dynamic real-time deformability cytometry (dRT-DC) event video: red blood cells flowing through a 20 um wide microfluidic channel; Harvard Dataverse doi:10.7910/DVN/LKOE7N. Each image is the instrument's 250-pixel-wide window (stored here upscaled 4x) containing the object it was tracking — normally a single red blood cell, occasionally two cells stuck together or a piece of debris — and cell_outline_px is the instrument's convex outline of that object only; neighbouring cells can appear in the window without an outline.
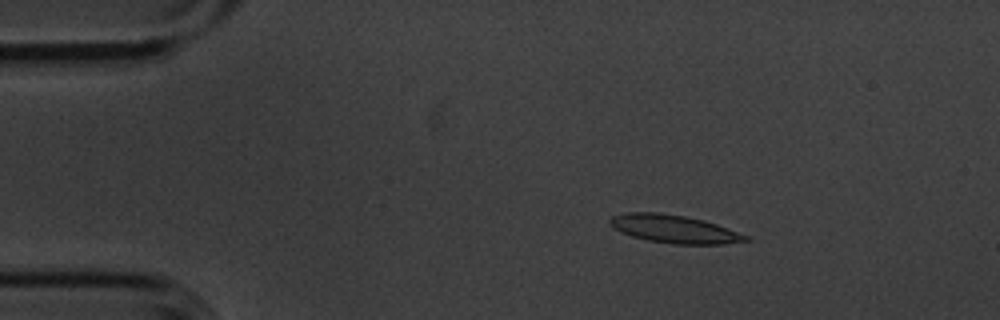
{"species": "common noctule bat (a hibernating species)", "species_latin": "Nyctalus noctula", "temperature_condition": "cold", "stored_images_in_passage": 3, "camera_frame_rate_fps": 3000, "um_per_image_px": 0.085, "animal": {"sex": "male", "body_mass_g": 20.1, "forearm_length_mm": 53.5}, "frame": {"image": 1, "passage_image": 1, "time_ms": 0.0, "image_size_px": [1000, 320], "cell_outline_px": [[752, 240], [720, 244], [676, 244], [648, 240], [632, 236], [620, 232], [612, 228], [608, 224], [608, 220], [612, 216], [624, 212], [660, 212], [684, 216], [704, 220], [716, 224], [748, 236]], "centroid_in_image_um": [57.24, 19.45], "position_along_channel_um": 27.8, "area_um2": 22.2}}
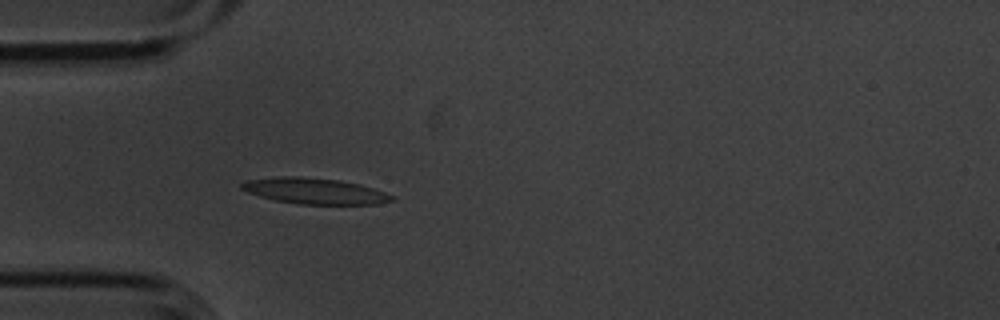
{"frame": {"image": 2, "passage_image": 3, "time_ms": 0.667, "image_size_px": [1000, 320], "cell_outline_px": [[396, 200], [376, 204], [300, 204], [276, 200], [260, 196], [248, 192], [240, 188], [240, 184], [244, 180], [280, 176], [296, 176], [340, 180], [360, 184], [396, 196]], "centroid_in_image_um": [26.76, 16.23], "position_along_channel_um": 58.2, "area_um2": 22.72}}